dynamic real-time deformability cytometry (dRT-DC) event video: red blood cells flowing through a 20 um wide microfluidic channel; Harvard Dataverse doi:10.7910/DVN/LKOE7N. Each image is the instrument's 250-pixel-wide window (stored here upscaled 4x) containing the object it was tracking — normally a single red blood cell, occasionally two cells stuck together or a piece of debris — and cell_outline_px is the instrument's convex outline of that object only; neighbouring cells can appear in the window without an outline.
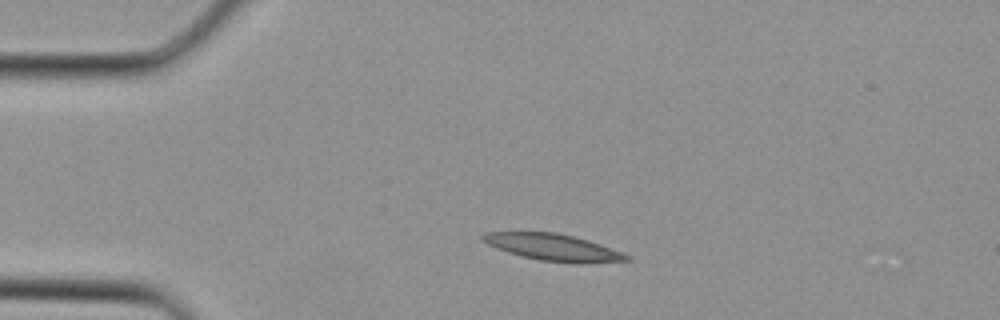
{"species": "Egyptian fruit bat (a non-hibernating species)", "species_latin": "Rousettus aegyptiacus", "temperature_condition": "cold", "stored_images_in_passage": 1, "camera_frame_rate_fps": 3000, "um_per_image_px": 0.085, "animal": {"sex": "female"}, "frame": {"image": 1, "passage_image": 1, "time_ms": 0.0, "image_size_px": [1000, 320], "cell_outline_px": [[632, 260], [584, 264], [576, 264], [540, 260], [508, 252], [496, 248], [480, 240], [480, 236], [484, 232], [556, 232], [588, 240], [600, 244], [632, 256]], "centroid_in_image_um": [47.05, 21.03], "position_along_channel_um": 38.0, "area_um2": 22.54}}